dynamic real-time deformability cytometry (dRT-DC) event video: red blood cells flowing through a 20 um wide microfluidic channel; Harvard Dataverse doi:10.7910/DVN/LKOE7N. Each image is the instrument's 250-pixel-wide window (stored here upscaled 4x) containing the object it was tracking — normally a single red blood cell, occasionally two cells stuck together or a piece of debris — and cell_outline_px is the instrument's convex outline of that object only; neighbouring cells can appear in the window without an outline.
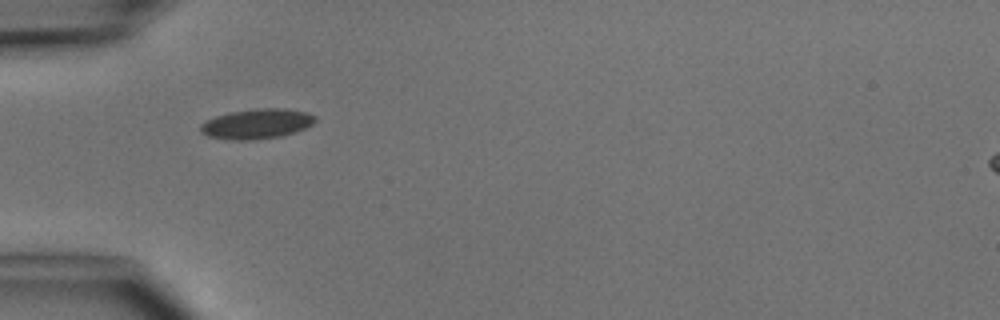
{"species": "common noctule bat (a hibernating species)", "species_latin": "Nyctalus noctula", "temperature_condition": "cold", "stored_images_in_passage": 3, "camera_frame_rate_fps": 3000, "um_per_image_px": 0.085, "animal": {"sex": "male", "body_mass_g": 15.6}, "frame": {"image": 1, "passage_image": 1, "time_ms": 0.0, "image_size_px": [1000, 320], "cell_outline_px": [[316, 120], [312, 124], [304, 128], [280, 136], [252, 140], [232, 140], [208, 136], [200, 132], [200, 124], [216, 116], [232, 112], [260, 108], [284, 108], [308, 112], [316, 116]], "centroid_in_image_um": [21.83, 10.52], "position_along_channel_um": 63.2, "area_um2": 19.83}}
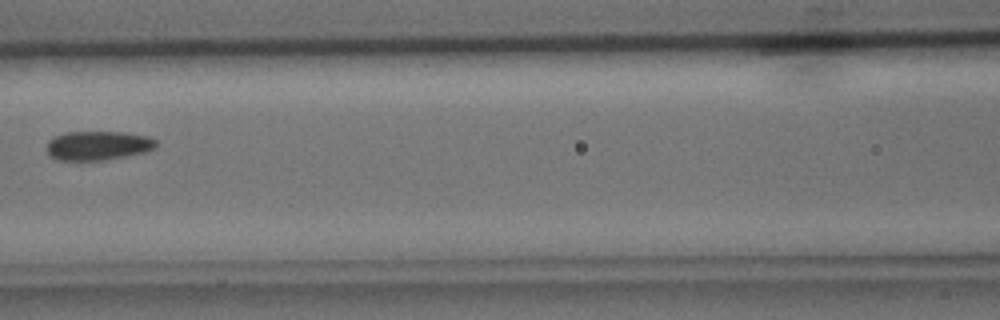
{"frame": {"image": 2, "passage_image": 3, "time_ms": 2.333, "image_size_px": [1000, 320], "cell_outline_px": [[156, 148], [144, 152], [104, 160], [56, 160], [48, 156], [48, 140], [64, 132], [124, 132], [148, 136], [156, 140]], "centroid_in_image_um": [8.32, 12.37], "position_along_channel_um": 158.3, "area_um2": 18.55}}